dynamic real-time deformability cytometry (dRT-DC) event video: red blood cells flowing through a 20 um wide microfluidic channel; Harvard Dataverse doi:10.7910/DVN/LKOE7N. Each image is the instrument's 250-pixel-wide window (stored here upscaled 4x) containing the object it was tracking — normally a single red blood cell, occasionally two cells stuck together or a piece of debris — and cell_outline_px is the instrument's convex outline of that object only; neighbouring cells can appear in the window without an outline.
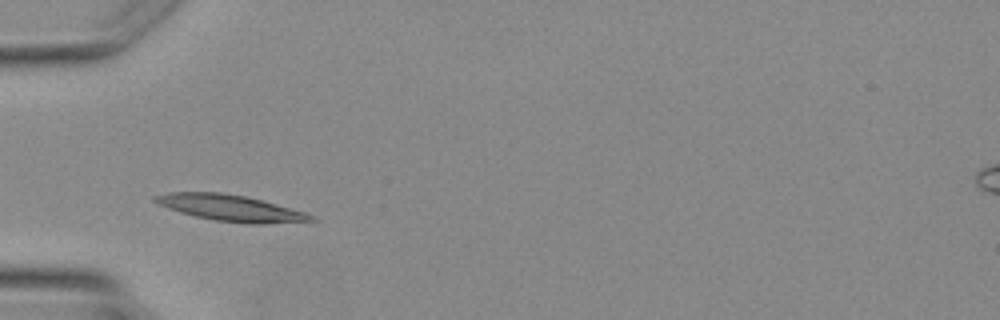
{"species": "Egyptian fruit bat (a non-hibernating species)", "species_latin": "Rousettus aegyptiacus", "temperature_condition": "warm", "stored_images_in_passage": 2, "camera_frame_rate_fps": 3000, "um_per_image_px": 0.085, "animal": {"sex": "female"}, "frame": {"image": 1, "passage_image": 2, "time_ms": 2.0, "image_size_px": [1000, 320], "cell_outline_px": [[316, 220], [264, 224], [244, 224], [212, 220], [180, 212], [168, 208], [152, 200], [152, 196], [168, 192], [220, 192], [244, 196], [260, 200], [304, 212], [312, 216]], "centroid_in_image_um": [19.53, 17.68], "position_along_channel_um": 65.5, "area_um2": 23.58}}